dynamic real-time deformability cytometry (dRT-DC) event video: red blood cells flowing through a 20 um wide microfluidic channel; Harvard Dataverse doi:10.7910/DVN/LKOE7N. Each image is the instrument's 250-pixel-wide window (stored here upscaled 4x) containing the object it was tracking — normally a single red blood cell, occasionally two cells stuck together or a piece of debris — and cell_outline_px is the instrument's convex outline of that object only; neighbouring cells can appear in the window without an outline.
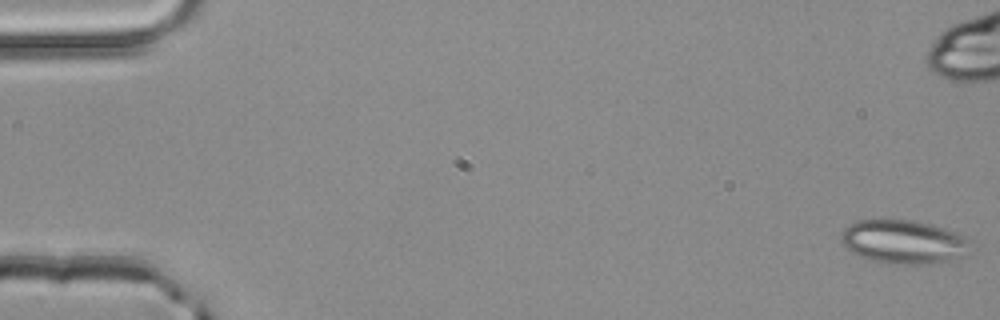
{"species": "common noctule bat (a hibernating species)", "species_latin": "Nyctalus noctula", "temperature_condition": "room temperature", "stored_images_in_passage": 53, "camera_frame_rate_fps": 3000, "um_per_image_px": 0.085, "animal": {"sex": "male", "body_mass_g": 20.4}, "frame": {"image": 1, "passage_image": 1, "time_ms": 0.0, "image_size_px": [1000, 320], "cell_outline_px": [[968, 240], [964, 256], [948, 264], [896, 264], [868, 260], [852, 252], [840, 240], [844, 228], [848, 224], [856, 220], [884, 216], [912, 220], [944, 228], [968, 236]], "centroid_in_image_um": [76.78, 20.53], "position_along_channel_um": 8.2, "area_um2": 33.99}}
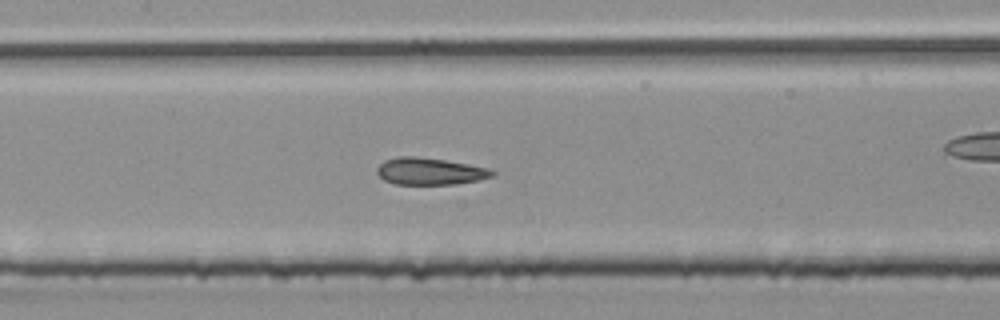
{"frame": {"image": 2, "passage_image": 25, "time_ms": 8.0, "image_size_px": [1000, 320], "cell_outline_px": [[496, 172], [492, 176], [480, 180], [456, 184], [396, 184], [384, 180], [376, 172], [376, 168], [384, 160], [396, 156], [416, 156], [444, 160], [492, 168]], "centroid_in_image_um": [36.55, 14.55], "position_along_channel_um": 170.8, "area_um2": 18.26}}
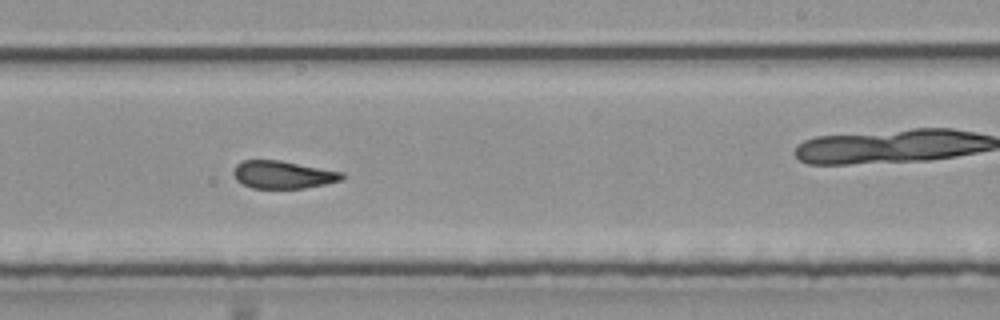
{"frame": {"image": 3, "passage_image": 32, "time_ms": 10.333, "image_size_px": [1000, 320], "cell_outline_px": [[344, 180], [304, 188], [252, 188], [236, 180], [232, 172], [236, 164], [244, 160], [280, 160], [344, 172]], "centroid_in_image_um": [24.06, 14.84], "position_along_channel_um": 264.9, "area_um2": 17.57}, "authors_computed_cell_mechanics": {"area_um2": 18.4382, "velocity_mm_per_s": 4.0598, "shape_relaxation_time_tau1_ms": null, "shape_relaxation_time_tau2_ms": 1.7975, "deformation_change_tau1": null, "deformation_change_tau2": 0.0972}}